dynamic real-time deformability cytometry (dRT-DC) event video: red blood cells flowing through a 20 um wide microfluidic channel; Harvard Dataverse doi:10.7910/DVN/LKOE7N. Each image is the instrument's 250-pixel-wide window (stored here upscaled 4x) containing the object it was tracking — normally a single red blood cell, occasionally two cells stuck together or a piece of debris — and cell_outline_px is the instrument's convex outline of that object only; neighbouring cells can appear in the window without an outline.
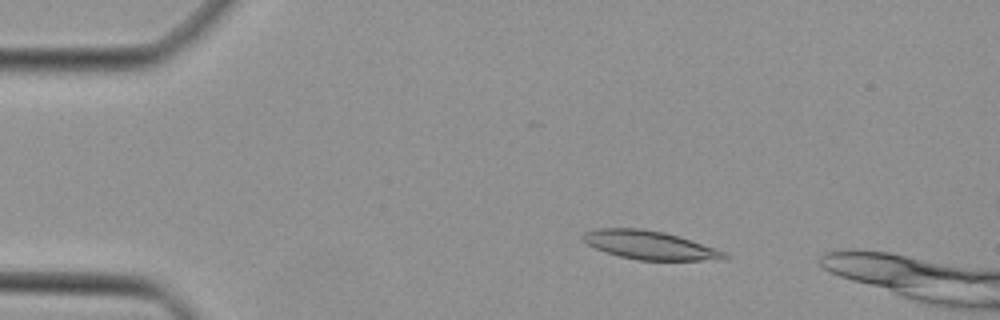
{"species": "Egyptian fruit bat (a non-hibernating species)", "species_latin": "Rousettus aegyptiacus", "temperature_condition": "cold", "stored_images_in_passage": 42, "camera_frame_rate_fps": 3000, "um_per_image_px": 0.085, "animal": {"sex": "female"}, "frame": {"image": 1, "passage_image": 8, "time_ms": 2.333, "image_size_px": [1000, 320], "cell_outline_px": [[732, 256], [728, 260], [636, 260], [620, 256], [596, 248], [588, 244], [580, 236], [584, 232], [596, 228], [640, 228], [664, 232], [728, 252]], "centroid_in_image_um": [55.29, 20.84], "position_along_channel_um": 29.7, "area_um2": 23.58}}
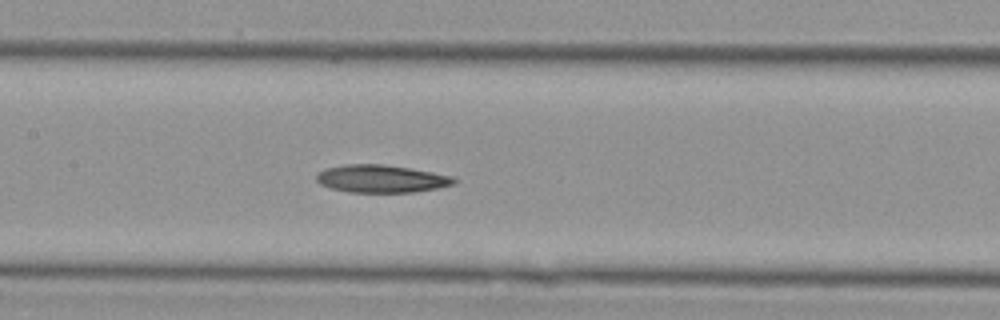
{"frame": {"image": 2, "passage_image": 22, "time_ms": 7.0, "image_size_px": [1000, 320], "cell_outline_px": [[456, 180], [452, 184], [436, 188], [412, 192], [348, 192], [332, 188], [320, 184], [316, 180], [316, 172], [324, 168], [344, 164], [384, 164], [432, 172], [452, 176]], "centroid_in_image_um": [32.33, 15.18], "position_along_channel_um": 175.1, "area_um2": 22.08}}
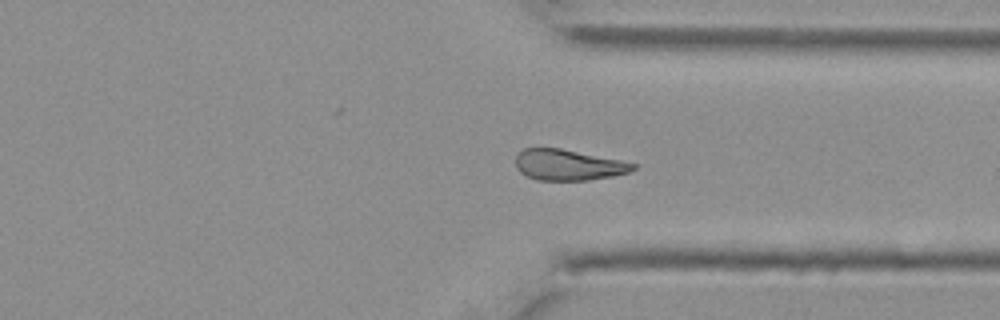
{"frame": {"image": 3, "passage_image": 35, "time_ms": 11.333, "image_size_px": [1000, 320], "cell_outline_px": [[636, 168], [628, 172], [612, 176], [588, 180], [536, 180], [520, 172], [516, 168], [516, 156], [524, 148], [560, 148], [620, 160], [636, 164]], "centroid_in_image_um": [48.28, 14.02], "position_along_channel_um": 363.1, "area_um2": 20.92}}